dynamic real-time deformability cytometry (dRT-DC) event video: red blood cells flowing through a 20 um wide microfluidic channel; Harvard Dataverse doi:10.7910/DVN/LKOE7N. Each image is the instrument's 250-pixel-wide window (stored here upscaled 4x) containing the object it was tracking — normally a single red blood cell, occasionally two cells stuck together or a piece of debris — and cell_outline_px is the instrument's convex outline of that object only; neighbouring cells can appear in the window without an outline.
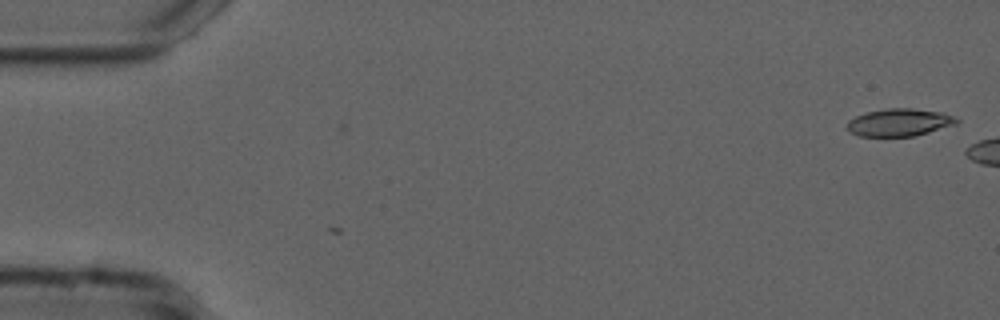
{"species": "common noctule bat (a hibernating species)", "species_latin": "Nyctalus noctula", "temperature_condition": "cold", "stored_images_in_passage": 2, "camera_frame_rate_fps": 3000, "um_per_image_px": 0.085, "animal": {"sex": "male", "forearm_length_mm": 52.5}, "frame": {"image": 1, "passage_image": 2, "time_ms": 0.333, "image_size_px": [1000, 320], "cell_outline_px": [[960, 124], [912, 136], [860, 136], [848, 132], [848, 120], [856, 116], [868, 112], [888, 108], [912, 108], [944, 112], [960, 120]], "centroid_in_image_um": [76.49, 10.4], "position_along_channel_um": 8.5, "area_um2": 17.63}}